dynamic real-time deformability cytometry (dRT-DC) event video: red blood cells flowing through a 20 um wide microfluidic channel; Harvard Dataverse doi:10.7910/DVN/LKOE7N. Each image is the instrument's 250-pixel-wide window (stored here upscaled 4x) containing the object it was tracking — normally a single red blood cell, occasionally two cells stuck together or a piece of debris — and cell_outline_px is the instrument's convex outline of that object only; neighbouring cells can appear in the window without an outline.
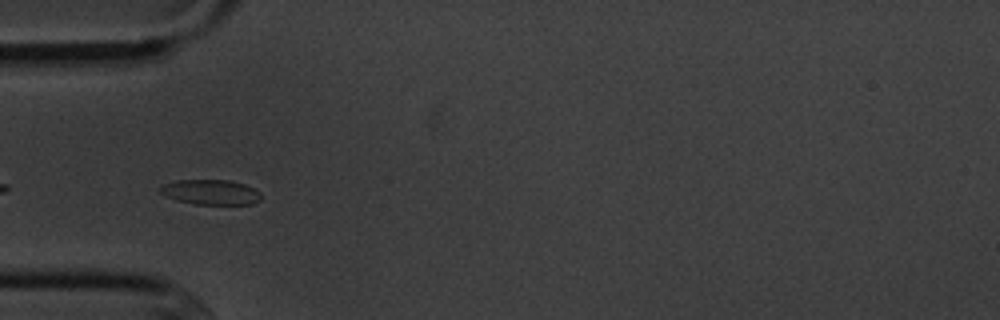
{"species": "common noctule bat (a hibernating species)", "species_latin": "Nyctalus noctula", "temperature_condition": "cold", "stored_images_in_passage": 6, "camera_frame_rate_fps": 3000, "um_per_image_px": 0.085, "animal": {"sex": "male", "body_mass_g": 20.1, "forearm_length_mm": 53.5}, "frame": {"image": 1, "passage_image": 4, "time_ms": 3.667, "image_size_px": [1000, 320], "cell_outline_px": [[260, 200], [252, 204], [196, 204], [176, 200], [164, 196], [156, 188], [164, 184], [176, 180], [228, 180], [244, 184], [260, 192]], "centroid_in_image_um": [17.85, 16.33], "position_along_channel_um": 67.1, "area_um2": 14.74}}
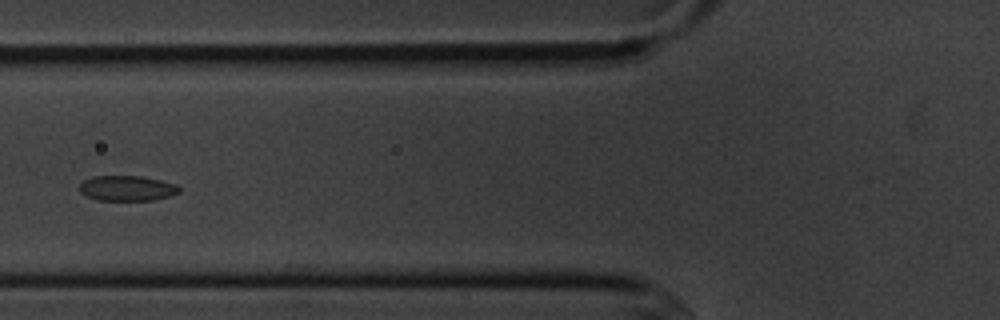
{"frame": {"image": 2, "passage_image": 5, "time_ms": 5.0, "image_size_px": [1000, 320], "cell_outline_px": [[180, 192], [156, 200], [96, 200], [80, 192], [80, 184], [84, 180], [92, 176], [144, 176], [176, 184], [180, 188]], "centroid_in_image_um": [10.81, 16.0], "position_along_channel_um": 115.0, "area_um2": 14.68}}
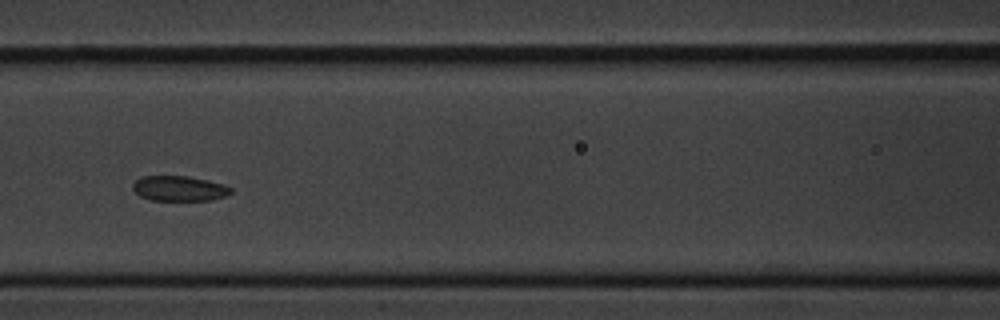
{"frame": {"image": 3, "passage_image": 6, "time_ms": 6.0, "image_size_px": [1000, 320], "cell_outline_px": [[232, 192], [228, 196], [212, 200], [152, 200], [140, 196], [132, 188], [132, 184], [136, 180], [144, 176], [188, 176], [208, 180], [224, 184], [232, 188]], "centroid_in_image_um": [15.28, 16.02], "position_along_channel_um": 151.3, "area_um2": 14.45}}